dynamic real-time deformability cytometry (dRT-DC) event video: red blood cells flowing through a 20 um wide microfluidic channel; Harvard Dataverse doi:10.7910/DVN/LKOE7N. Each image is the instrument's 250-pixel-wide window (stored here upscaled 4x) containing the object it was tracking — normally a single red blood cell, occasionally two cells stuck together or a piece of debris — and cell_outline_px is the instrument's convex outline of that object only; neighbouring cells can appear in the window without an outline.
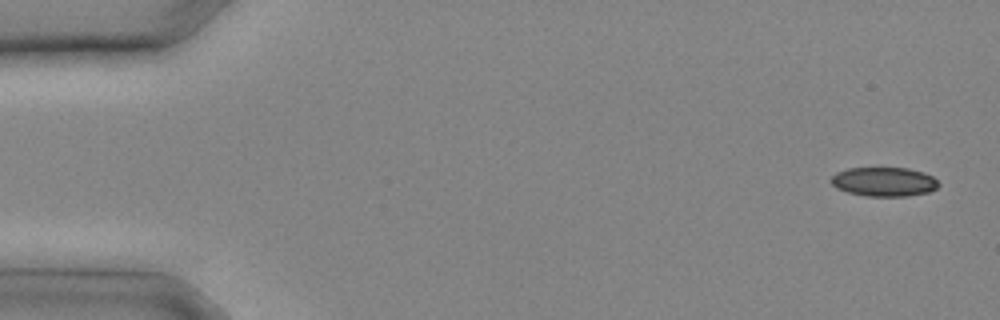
{"species": "common noctule bat (a hibernating species)", "species_latin": "Nyctalus noctula", "temperature_condition": "cold", "stored_images_in_passage": 11, "camera_frame_rate_fps": 3000, "um_per_image_px": 0.085, "animal": {"sex": "male", "body_mass_g": 20.4}, "frame": {"image": 1, "passage_image": 1, "time_ms": 0.0, "image_size_px": [1000, 320], "cell_outline_px": [[940, 184], [936, 188], [928, 192], [908, 196], [868, 196], [848, 192], [836, 188], [832, 184], [832, 176], [836, 172], [848, 168], [908, 168], [924, 172], [932, 176]], "centroid_in_image_um": [75.15, 15.44], "position_along_channel_um": 9.8, "area_um2": 18.21}}
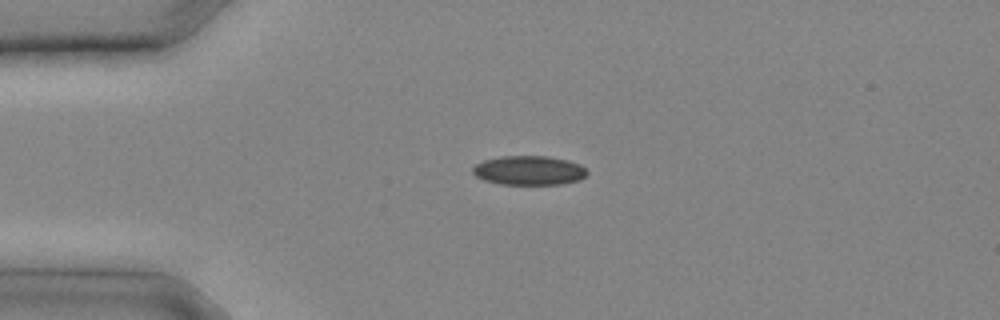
{"frame": {"image": 2, "passage_image": 6, "time_ms": 1.667, "image_size_px": [1000, 320], "cell_outline_px": [[588, 172], [580, 180], [560, 184], [500, 184], [484, 180], [476, 176], [472, 172], [472, 168], [476, 164], [484, 160], [500, 156], [548, 156], [568, 160], [580, 164]], "centroid_in_image_um": [44.96, 14.48], "position_along_channel_um": 40.0, "area_um2": 19.48}}
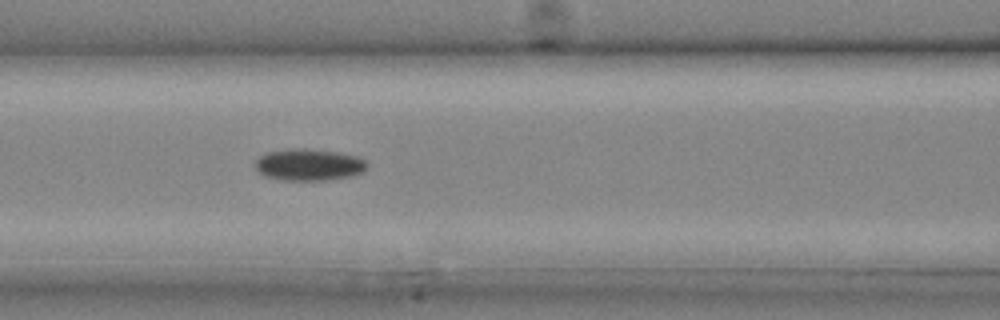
{"frame": {"image": 3, "passage_image": 11, "time_ms": 3.333, "image_size_px": [1000, 320], "cell_outline_px": [[368, 168], [364, 172], [352, 176], [328, 180], [284, 180], [264, 176], [256, 172], [256, 160], [260, 156], [268, 152], [292, 148], [304, 148], [336, 152], [356, 156], [364, 160], [368, 164]], "centroid_in_image_um": [26.27, 14.01], "position_along_channel_um": 140.3, "area_um2": 20.81}}